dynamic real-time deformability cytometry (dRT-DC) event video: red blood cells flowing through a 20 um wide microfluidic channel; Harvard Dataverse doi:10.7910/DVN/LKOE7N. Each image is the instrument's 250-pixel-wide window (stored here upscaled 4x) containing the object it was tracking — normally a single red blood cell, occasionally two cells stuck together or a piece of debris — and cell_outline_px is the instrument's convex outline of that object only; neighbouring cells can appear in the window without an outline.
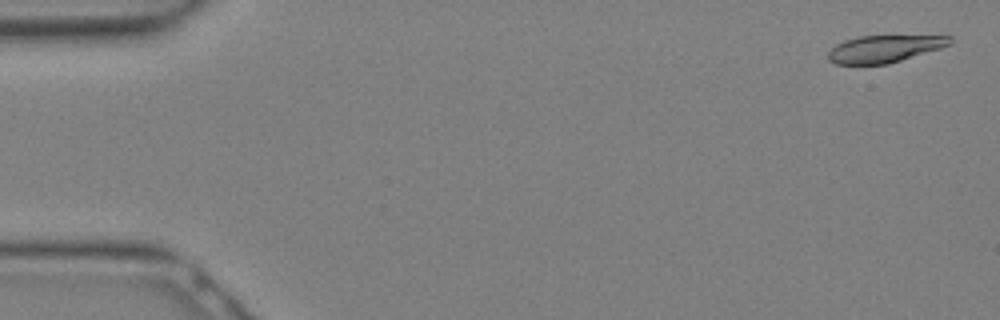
{"species": "Egyptian fruit bat (a non-hibernating species)", "species_latin": "Rousettus aegyptiacus", "temperature_condition": "warm", "stored_images_in_passage": 18, "camera_frame_rate_fps": 3000, "um_per_image_px": 0.085, "animal": {"sex": "female"}, "frame": {"image": 1, "passage_image": 1, "time_ms": 0.0, "image_size_px": [1000, 320], "cell_outline_px": [[952, 40], [948, 44], [940, 48], [888, 64], [836, 64], [828, 60], [828, 52], [836, 44], [844, 40], [860, 36], [952, 36]], "centroid_in_image_um": [75.12, 4.15], "position_along_channel_um": 9.9, "area_um2": 19.02}}
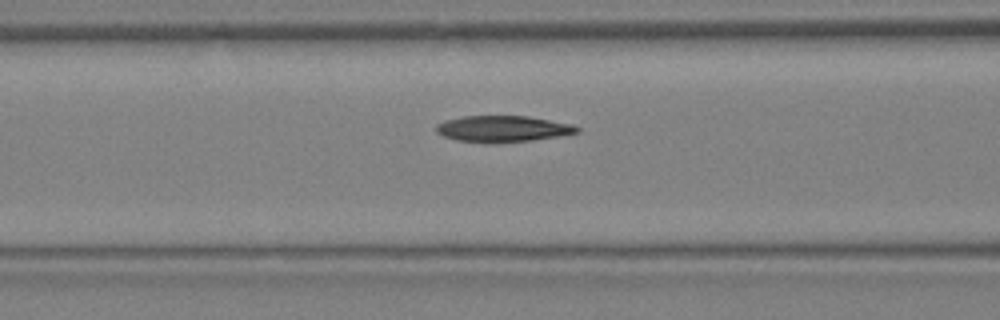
{"frame": {"image": 2, "passage_image": 12, "time_ms": 3.667, "image_size_px": [1000, 320], "cell_outline_px": [[580, 132], [532, 140], [484, 144], [456, 140], [444, 136], [436, 132], [436, 124], [444, 120], [464, 116], [528, 116], [572, 124], [580, 128]], "centroid_in_image_um": [42.69, 10.95], "position_along_channel_um": 123.9, "area_um2": 21.68}}
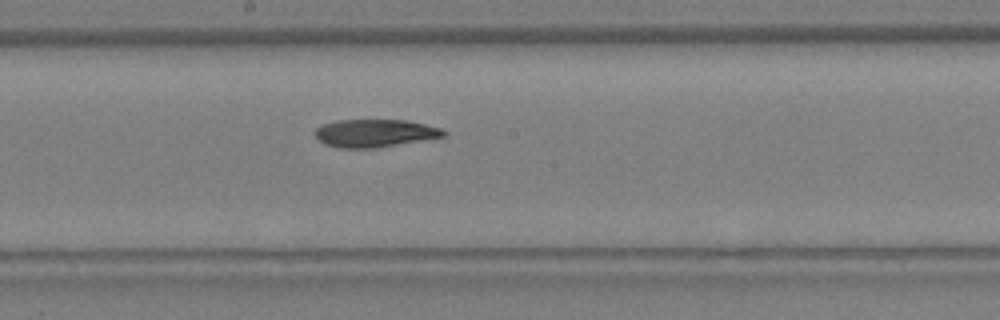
{"frame": {"image": 3, "passage_image": 16, "time_ms": 5.0, "image_size_px": [1000, 320], "cell_outline_px": [[448, 132], [444, 136], [376, 148], [340, 148], [324, 144], [316, 136], [316, 128], [324, 124], [336, 120], [408, 120], [444, 128]], "centroid_in_image_um": [31.9, 11.31], "position_along_channel_um": 216.3, "area_um2": 20.81}}